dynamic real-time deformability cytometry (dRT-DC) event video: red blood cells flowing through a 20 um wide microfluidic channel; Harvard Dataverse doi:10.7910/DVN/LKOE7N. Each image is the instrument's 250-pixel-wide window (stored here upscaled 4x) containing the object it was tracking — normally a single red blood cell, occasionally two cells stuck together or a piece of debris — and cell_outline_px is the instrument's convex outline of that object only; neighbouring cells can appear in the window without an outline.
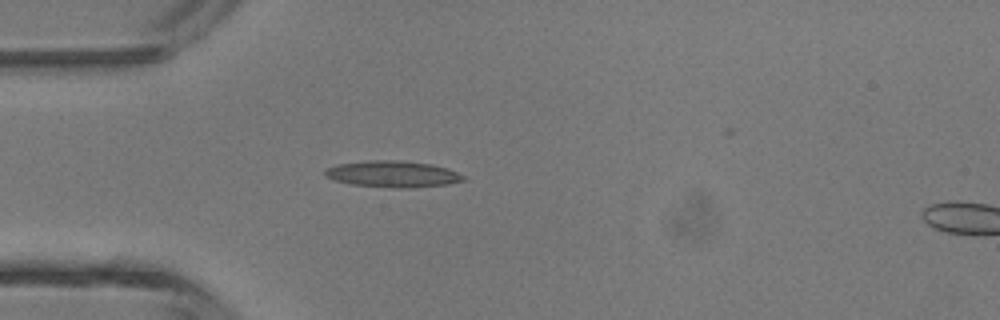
{"species": "common noctule bat (a hibernating species)", "species_latin": "Nyctalus noctula", "temperature_condition": "room temperature", "stored_images_in_passage": 4, "camera_frame_rate_fps": 3000, "um_per_image_px": 0.085, "animal": {"sex": "male", "body_mass_g": 13.3}, "frame": {"image": 1, "passage_image": 3, "time_ms": 2.333, "image_size_px": [1000, 320], "cell_outline_px": [[468, 180], [448, 184], [412, 188], [396, 188], [352, 184], [332, 180], [324, 176], [324, 172], [328, 168], [336, 164], [368, 160], [400, 160], [432, 164], [448, 168], [468, 176]], "centroid_in_image_um": [33.44, 14.79], "position_along_channel_um": 51.6, "area_um2": 21.68}}